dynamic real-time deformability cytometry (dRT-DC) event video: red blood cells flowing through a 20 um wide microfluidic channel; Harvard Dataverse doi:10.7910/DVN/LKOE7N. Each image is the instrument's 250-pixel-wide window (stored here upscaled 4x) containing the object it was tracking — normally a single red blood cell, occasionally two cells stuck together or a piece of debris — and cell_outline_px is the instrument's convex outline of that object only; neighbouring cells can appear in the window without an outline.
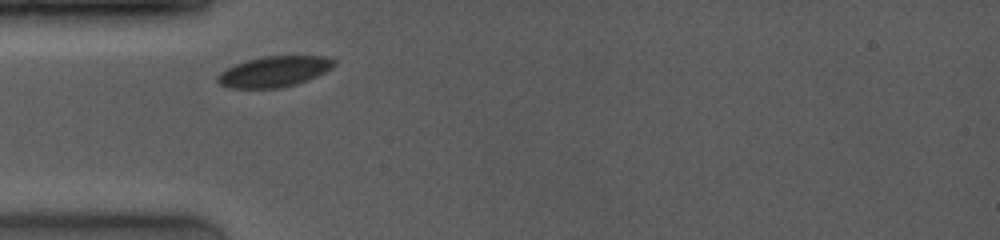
{"species": "common noctule bat (a hibernating species)", "species_latin": "Nyctalus noctula", "temperature_condition": "room temperature", "stored_images_in_passage": 2, "camera_frame_rate_fps": 4000, "um_per_image_px": 0.085, "animal": {"sex": "female", "body_mass_g": 19.0, "forearm_length_mm": 53.3}, "frame": {"image": 1, "passage_image": 1, "time_ms": 0.0, "image_size_px": [1000, 240], "cell_outline_px": [[336, 64], [332, 68], [308, 80], [296, 84], [280, 88], [228, 88], [220, 84], [216, 80], [216, 76], [220, 72], [236, 64], [248, 60], [264, 56], [324, 56], [336, 60]], "centroid_in_image_um": [23.31, 6.09], "position_along_channel_um": 61.7, "area_um2": 20.81}}